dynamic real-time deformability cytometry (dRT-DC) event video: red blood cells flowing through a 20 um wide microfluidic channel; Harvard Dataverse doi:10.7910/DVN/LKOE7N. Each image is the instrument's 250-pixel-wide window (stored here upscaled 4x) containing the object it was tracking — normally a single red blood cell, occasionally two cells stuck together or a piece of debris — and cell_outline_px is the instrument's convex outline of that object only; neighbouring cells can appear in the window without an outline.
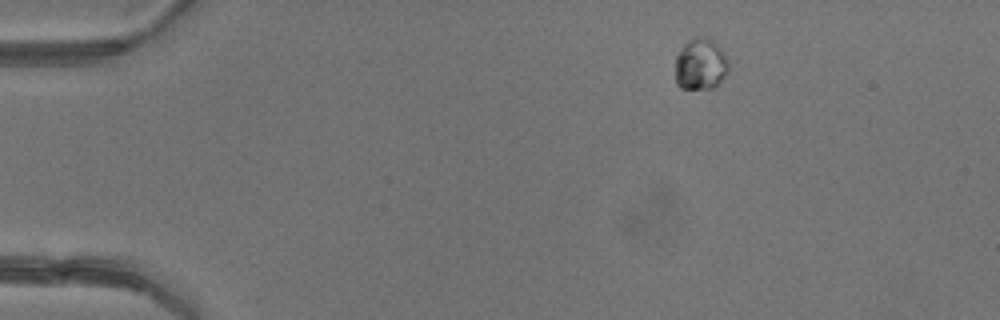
{"species": "common noctule bat (a hibernating species)", "species_latin": "Nyctalus noctula", "temperature_condition": "warm", "stored_images_in_passage": 3, "camera_frame_rate_fps": 3000, "um_per_image_px": 0.085, "animal": {"sex": "female"}, "frame": {"image": 1, "passage_image": 1, "time_ms": 0.0, "image_size_px": [1000, 320], "cell_outline_px": [[728, 68], [724, 76], [712, 88], [680, 88], [676, 84], [676, 56], [680, 48], [688, 40], [696, 36], [708, 36], [720, 48], [728, 64]], "centroid_in_image_um": [59.5, 5.43], "position_along_channel_um": 25.5, "area_um2": 15.78}}